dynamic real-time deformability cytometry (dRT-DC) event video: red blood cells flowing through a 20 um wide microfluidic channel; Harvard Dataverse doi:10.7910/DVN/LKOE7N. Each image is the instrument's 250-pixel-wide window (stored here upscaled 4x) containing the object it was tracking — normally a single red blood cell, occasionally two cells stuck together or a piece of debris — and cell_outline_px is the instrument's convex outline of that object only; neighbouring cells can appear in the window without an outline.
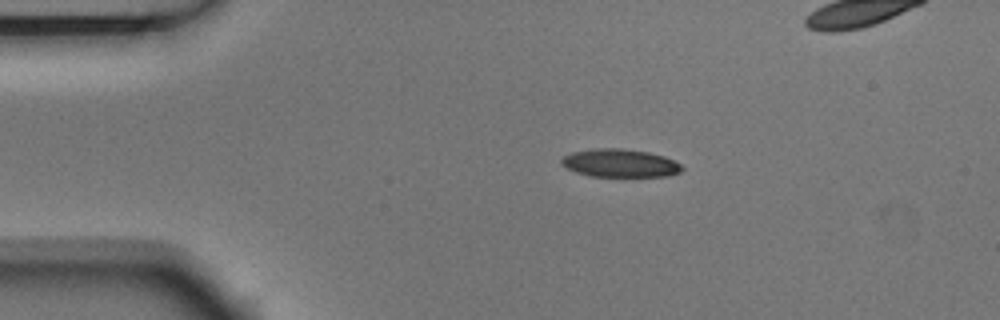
{"species": "Egyptian fruit bat (a non-hibernating species)", "species_latin": "Rousettus aegyptiacus", "temperature_condition": "room temperature", "stored_images_in_passage": 5, "camera_frame_rate_fps": 3000, "um_per_image_px": 0.085, "animal": {"sex": "male"}, "frame": {"image": 1, "passage_image": 2, "time_ms": 0.333, "image_size_px": [1000, 320], "cell_outline_px": [[684, 168], [680, 172], [668, 176], [592, 176], [576, 172], [560, 164], [560, 160], [564, 156], [572, 152], [596, 148], [620, 148], [648, 152], [664, 156], [680, 164]], "centroid_in_image_um": [52.69, 13.86], "position_along_channel_um": 32.3, "area_um2": 19.59}}
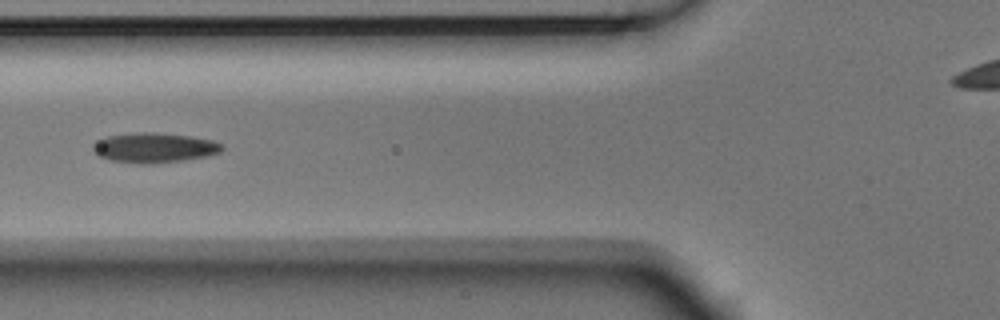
{"frame": {"image": 2, "passage_image": 5, "time_ms": 1.333, "image_size_px": [1000, 320], "cell_outline_px": [[224, 148], [220, 152], [208, 156], [152, 164], [140, 164], [108, 160], [100, 156], [92, 148], [92, 144], [96, 140], [108, 136], [136, 132], [156, 132], [192, 136], [212, 140], [224, 144]], "centroid_in_image_um": [13.12, 12.55], "position_along_channel_um": 112.7, "area_um2": 22.66}}